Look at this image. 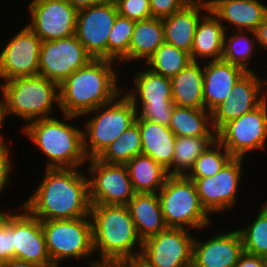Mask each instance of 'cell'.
<instances>
[{
  "mask_svg": "<svg viewBox=\"0 0 267 267\" xmlns=\"http://www.w3.org/2000/svg\"><path fill=\"white\" fill-rule=\"evenodd\" d=\"M35 191L21 204L40 220L76 219L90 214L85 168H45Z\"/></svg>",
  "mask_w": 267,
  "mask_h": 267,
  "instance_id": "obj_1",
  "label": "cell"
},
{
  "mask_svg": "<svg viewBox=\"0 0 267 267\" xmlns=\"http://www.w3.org/2000/svg\"><path fill=\"white\" fill-rule=\"evenodd\" d=\"M119 67L112 60L92 59L73 72L59 85L60 113L82 116L114 100L124 87L119 84Z\"/></svg>",
  "mask_w": 267,
  "mask_h": 267,
  "instance_id": "obj_2",
  "label": "cell"
},
{
  "mask_svg": "<svg viewBox=\"0 0 267 267\" xmlns=\"http://www.w3.org/2000/svg\"><path fill=\"white\" fill-rule=\"evenodd\" d=\"M89 216L99 266H123L139 260L143 242L127 206L91 204Z\"/></svg>",
  "mask_w": 267,
  "mask_h": 267,
  "instance_id": "obj_3",
  "label": "cell"
},
{
  "mask_svg": "<svg viewBox=\"0 0 267 267\" xmlns=\"http://www.w3.org/2000/svg\"><path fill=\"white\" fill-rule=\"evenodd\" d=\"M60 117L32 121L20 132L45 155V168H84L88 158L83 148L82 124L77 126L81 118L68 114ZM74 121L76 124H72Z\"/></svg>",
  "mask_w": 267,
  "mask_h": 267,
  "instance_id": "obj_4",
  "label": "cell"
},
{
  "mask_svg": "<svg viewBox=\"0 0 267 267\" xmlns=\"http://www.w3.org/2000/svg\"><path fill=\"white\" fill-rule=\"evenodd\" d=\"M0 96L6 118L25 122L21 129L32 121L54 117L55 110H60L59 85L40 75L0 83Z\"/></svg>",
  "mask_w": 267,
  "mask_h": 267,
  "instance_id": "obj_5",
  "label": "cell"
},
{
  "mask_svg": "<svg viewBox=\"0 0 267 267\" xmlns=\"http://www.w3.org/2000/svg\"><path fill=\"white\" fill-rule=\"evenodd\" d=\"M82 117L86 120L82 122L84 153L88 159H94L135 123L137 111L131 100L121 92L111 102Z\"/></svg>",
  "mask_w": 267,
  "mask_h": 267,
  "instance_id": "obj_6",
  "label": "cell"
},
{
  "mask_svg": "<svg viewBox=\"0 0 267 267\" xmlns=\"http://www.w3.org/2000/svg\"><path fill=\"white\" fill-rule=\"evenodd\" d=\"M41 226L45 235L47 253L53 265L61 266V263L71 259L76 262L82 260L90 267L99 266L93 250L90 216L41 220Z\"/></svg>",
  "mask_w": 267,
  "mask_h": 267,
  "instance_id": "obj_7",
  "label": "cell"
},
{
  "mask_svg": "<svg viewBox=\"0 0 267 267\" xmlns=\"http://www.w3.org/2000/svg\"><path fill=\"white\" fill-rule=\"evenodd\" d=\"M157 194L168 228L200 230L202 234L212 228L213 216L202 207L194 182L186 176H168Z\"/></svg>",
  "mask_w": 267,
  "mask_h": 267,
  "instance_id": "obj_8",
  "label": "cell"
},
{
  "mask_svg": "<svg viewBox=\"0 0 267 267\" xmlns=\"http://www.w3.org/2000/svg\"><path fill=\"white\" fill-rule=\"evenodd\" d=\"M244 161L248 160L232 157L214 176L192 180L200 203L210 216L227 213L238 205Z\"/></svg>",
  "mask_w": 267,
  "mask_h": 267,
  "instance_id": "obj_9",
  "label": "cell"
},
{
  "mask_svg": "<svg viewBox=\"0 0 267 267\" xmlns=\"http://www.w3.org/2000/svg\"><path fill=\"white\" fill-rule=\"evenodd\" d=\"M216 139L233 156L246 158L248 153L267 147V101L251 112L224 124Z\"/></svg>",
  "mask_w": 267,
  "mask_h": 267,
  "instance_id": "obj_10",
  "label": "cell"
},
{
  "mask_svg": "<svg viewBox=\"0 0 267 267\" xmlns=\"http://www.w3.org/2000/svg\"><path fill=\"white\" fill-rule=\"evenodd\" d=\"M194 234L198 235L183 228H167L143 241L138 261L144 267H192Z\"/></svg>",
  "mask_w": 267,
  "mask_h": 267,
  "instance_id": "obj_11",
  "label": "cell"
},
{
  "mask_svg": "<svg viewBox=\"0 0 267 267\" xmlns=\"http://www.w3.org/2000/svg\"><path fill=\"white\" fill-rule=\"evenodd\" d=\"M85 171L90 204L126 206L133 198L135 192L124 164L105 163L97 158L88 159Z\"/></svg>",
  "mask_w": 267,
  "mask_h": 267,
  "instance_id": "obj_12",
  "label": "cell"
},
{
  "mask_svg": "<svg viewBox=\"0 0 267 267\" xmlns=\"http://www.w3.org/2000/svg\"><path fill=\"white\" fill-rule=\"evenodd\" d=\"M11 34L0 49V83L39 75L42 40L26 24Z\"/></svg>",
  "mask_w": 267,
  "mask_h": 267,
  "instance_id": "obj_13",
  "label": "cell"
},
{
  "mask_svg": "<svg viewBox=\"0 0 267 267\" xmlns=\"http://www.w3.org/2000/svg\"><path fill=\"white\" fill-rule=\"evenodd\" d=\"M26 25L43 41L75 35L78 10L66 0H30Z\"/></svg>",
  "mask_w": 267,
  "mask_h": 267,
  "instance_id": "obj_14",
  "label": "cell"
},
{
  "mask_svg": "<svg viewBox=\"0 0 267 267\" xmlns=\"http://www.w3.org/2000/svg\"><path fill=\"white\" fill-rule=\"evenodd\" d=\"M92 59L76 35L43 41L40 47L39 75L60 85Z\"/></svg>",
  "mask_w": 267,
  "mask_h": 267,
  "instance_id": "obj_15",
  "label": "cell"
},
{
  "mask_svg": "<svg viewBox=\"0 0 267 267\" xmlns=\"http://www.w3.org/2000/svg\"><path fill=\"white\" fill-rule=\"evenodd\" d=\"M117 15L114 0L78 10L75 35L93 59H107L109 32Z\"/></svg>",
  "mask_w": 267,
  "mask_h": 267,
  "instance_id": "obj_16",
  "label": "cell"
},
{
  "mask_svg": "<svg viewBox=\"0 0 267 267\" xmlns=\"http://www.w3.org/2000/svg\"><path fill=\"white\" fill-rule=\"evenodd\" d=\"M13 259L39 267H50L41 220L30 214L21 204L13 210Z\"/></svg>",
  "mask_w": 267,
  "mask_h": 267,
  "instance_id": "obj_17",
  "label": "cell"
},
{
  "mask_svg": "<svg viewBox=\"0 0 267 267\" xmlns=\"http://www.w3.org/2000/svg\"><path fill=\"white\" fill-rule=\"evenodd\" d=\"M207 234L204 240L194 237L192 267H234L244 252L239 231L223 229V232Z\"/></svg>",
  "mask_w": 267,
  "mask_h": 267,
  "instance_id": "obj_18",
  "label": "cell"
},
{
  "mask_svg": "<svg viewBox=\"0 0 267 267\" xmlns=\"http://www.w3.org/2000/svg\"><path fill=\"white\" fill-rule=\"evenodd\" d=\"M259 72H246L233 86L232 94L211 112L212 127L217 132L227 122L257 108L264 100Z\"/></svg>",
  "mask_w": 267,
  "mask_h": 267,
  "instance_id": "obj_19",
  "label": "cell"
},
{
  "mask_svg": "<svg viewBox=\"0 0 267 267\" xmlns=\"http://www.w3.org/2000/svg\"><path fill=\"white\" fill-rule=\"evenodd\" d=\"M200 1L209 4L210 11L219 19L225 31L255 32L267 16V5L262 0Z\"/></svg>",
  "mask_w": 267,
  "mask_h": 267,
  "instance_id": "obj_20",
  "label": "cell"
},
{
  "mask_svg": "<svg viewBox=\"0 0 267 267\" xmlns=\"http://www.w3.org/2000/svg\"><path fill=\"white\" fill-rule=\"evenodd\" d=\"M246 73L244 69L222 59L204 62V109L212 112L231 94L233 86Z\"/></svg>",
  "mask_w": 267,
  "mask_h": 267,
  "instance_id": "obj_21",
  "label": "cell"
},
{
  "mask_svg": "<svg viewBox=\"0 0 267 267\" xmlns=\"http://www.w3.org/2000/svg\"><path fill=\"white\" fill-rule=\"evenodd\" d=\"M208 10L207 2L191 0L171 16L162 18L164 42L190 54L197 24Z\"/></svg>",
  "mask_w": 267,
  "mask_h": 267,
  "instance_id": "obj_22",
  "label": "cell"
},
{
  "mask_svg": "<svg viewBox=\"0 0 267 267\" xmlns=\"http://www.w3.org/2000/svg\"><path fill=\"white\" fill-rule=\"evenodd\" d=\"M142 68L133 69L135 74L130 75L133 76L130 80L132 83L130 82L131 85L128 84L127 88L124 87L126 91L124 88L122 91L132 104H174L171 78L156 74L147 67L144 68V65Z\"/></svg>",
  "mask_w": 267,
  "mask_h": 267,
  "instance_id": "obj_23",
  "label": "cell"
},
{
  "mask_svg": "<svg viewBox=\"0 0 267 267\" xmlns=\"http://www.w3.org/2000/svg\"><path fill=\"white\" fill-rule=\"evenodd\" d=\"M140 129L143 155L151 157L167 171L172 167L176 136L172 130L164 125L150 120L136 121Z\"/></svg>",
  "mask_w": 267,
  "mask_h": 267,
  "instance_id": "obj_24",
  "label": "cell"
},
{
  "mask_svg": "<svg viewBox=\"0 0 267 267\" xmlns=\"http://www.w3.org/2000/svg\"><path fill=\"white\" fill-rule=\"evenodd\" d=\"M225 29L210 9L199 20L190 53L192 61L220 60L223 55Z\"/></svg>",
  "mask_w": 267,
  "mask_h": 267,
  "instance_id": "obj_25",
  "label": "cell"
},
{
  "mask_svg": "<svg viewBox=\"0 0 267 267\" xmlns=\"http://www.w3.org/2000/svg\"><path fill=\"white\" fill-rule=\"evenodd\" d=\"M126 206L142 242L168 228L157 193H135Z\"/></svg>",
  "mask_w": 267,
  "mask_h": 267,
  "instance_id": "obj_26",
  "label": "cell"
},
{
  "mask_svg": "<svg viewBox=\"0 0 267 267\" xmlns=\"http://www.w3.org/2000/svg\"><path fill=\"white\" fill-rule=\"evenodd\" d=\"M203 70V61H192L180 73L171 78L172 100L176 106L204 108Z\"/></svg>",
  "mask_w": 267,
  "mask_h": 267,
  "instance_id": "obj_27",
  "label": "cell"
},
{
  "mask_svg": "<svg viewBox=\"0 0 267 267\" xmlns=\"http://www.w3.org/2000/svg\"><path fill=\"white\" fill-rule=\"evenodd\" d=\"M164 42L162 18L151 17L135 22L134 32L129 45V65L138 64L141 68L150 56ZM141 63V65H140Z\"/></svg>",
  "mask_w": 267,
  "mask_h": 267,
  "instance_id": "obj_28",
  "label": "cell"
},
{
  "mask_svg": "<svg viewBox=\"0 0 267 267\" xmlns=\"http://www.w3.org/2000/svg\"><path fill=\"white\" fill-rule=\"evenodd\" d=\"M125 166L135 193H158L168 177L165 168L143 154L135 156Z\"/></svg>",
  "mask_w": 267,
  "mask_h": 267,
  "instance_id": "obj_29",
  "label": "cell"
},
{
  "mask_svg": "<svg viewBox=\"0 0 267 267\" xmlns=\"http://www.w3.org/2000/svg\"><path fill=\"white\" fill-rule=\"evenodd\" d=\"M169 128L176 137L216 136V131L212 127L211 112L204 108L175 106Z\"/></svg>",
  "mask_w": 267,
  "mask_h": 267,
  "instance_id": "obj_30",
  "label": "cell"
},
{
  "mask_svg": "<svg viewBox=\"0 0 267 267\" xmlns=\"http://www.w3.org/2000/svg\"><path fill=\"white\" fill-rule=\"evenodd\" d=\"M234 32V33H233ZM260 52L254 31H225L222 60L239 66L246 72H254L250 68L251 60H255ZM250 62V63H249Z\"/></svg>",
  "mask_w": 267,
  "mask_h": 267,
  "instance_id": "obj_31",
  "label": "cell"
},
{
  "mask_svg": "<svg viewBox=\"0 0 267 267\" xmlns=\"http://www.w3.org/2000/svg\"><path fill=\"white\" fill-rule=\"evenodd\" d=\"M216 140V136L176 137L172 167L168 176H186L196 159Z\"/></svg>",
  "mask_w": 267,
  "mask_h": 267,
  "instance_id": "obj_32",
  "label": "cell"
},
{
  "mask_svg": "<svg viewBox=\"0 0 267 267\" xmlns=\"http://www.w3.org/2000/svg\"><path fill=\"white\" fill-rule=\"evenodd\" d=\"M190 62L192 59L189 53L163 42L143 65L156 74L172 78Z\"/></svg>",
  "mask_w": 267,
  "mask_h": 267,
  "instance_id": "obj_33",
  "label": "cell"
},
{
  "mask_svg": "<svg viewBox=\"0 0 267 267\" xmlns=\"http://www.w3.org/2000/svg\"><path fill=\"white\" fill-rule=\"evenodd\" d=\"M142 153L140 129L135 122L113 141L98 157L101 162L126 164Z\"/></svg>",
  "mask_w": 267,
  "mask_h": 267,
  "instance_id": "obj_34",
  "label": "cell"
},
{
  "mask_svg": "<svg viewBox=\"0 0 267 267\" xmlns=\"http://www.w3.org/2000/svg\"><path fill=\"white\" fill-rule=\"evenodd\" d=\"M265 201L251 222L236 227L242 238L244 252L261 257L267 256V199Z\"/></svg>",
  "mask_w": 267,
  "mask_h": 267,
  "instance_id": "obj_35",
  "label": "cell"
},
{
  "mask_svg": "<svg viewBox=\"0 0 267 267\" xmlns=\"http://www.w3.org/2000/svg\"><path fill=\"white\" fill-rule=\"evenodd\" d=\"M135 22L118 14L109 32L107 59L115 61L119 65L121 64L123 68H125L124 65L129 64V45L134 32Z\"/></svg>",
  "mask_w": 267,
  "mask_h": 267,
  "instance_id": "obj_36",
  "label": "cell"
},
{
  "mask_svg": "<svg viewBox=\"0 0 267 267\" xmlns=\"http://www.w3.org/2000/svg\"><path fill=\"white\" fill-rule=\"evenodd\" d=\"M233 156L216 139L195 161L186 177L190 180L214 176Z\"/></svg>",
  "mask_w": 267,
  "mask_h": 267,
  "instance_id": "obj_37",
  "label": "cell"
},
{
  "mask_svg": "<svg viewBox=\"0 0 267 267\" xmlns=\"http://www.w3.org/2000/svg\"><path fill=\"white\" fill-rule=\"evenodd\" d=\"M10 210L0 213V265L13 259V208Z\"/></svg>",
  "mask_w": 267,
  "mask_h": 267,
  "instance_id": "obj_38",
  "label": "cell"
},
{
  "mask_svg": "<svg viewBox=\"0 0 267 267\" xmlns=\"http://www.w3.org/2000/svg\"><path fill=\"white\" fill-rule=\"evenodd\" d=\"M141 119L169 127L175 104H133Z\"/></svg>",
  "mask_w": 267,
  "mask_h": 267,
  "instance_id": "obj_39",
  "label": "cell"
},
{
  "mask_svg": "<svg viewBox=\"0 0 267 267\" xmlns=\"http://www.w3.org/2000/svg\"><path fill=\"white\" fill-rule=\"evenodd\" d=\"M118 14L134 21L151 18L149 0H114Z\"/></svg>",
  "mask_w": 267,
  "mask_h": 267,
  "instance_id": "obj_40",
  "label": "cell"
},
{
  "mask_svg": "<svg viewBox=\"0 0 267 267\" xmlns=\"http://www.w3.org/2000/svg\"><path fill=\"white\" fill-rule=\"evenodd\" d=\"M10 147V148H9ZM12 147L7 145V146H0V198L1 195L4 193L5 188L8 187V184L10 183V177L11 173H13V168L16 166L12 162L13 158L11 155L12 151L10 150ZM14 165V166H13ZM1 200V199H0ZM0 204H2L0 202ZM4 210V211H3ZM8 211V208L1 209L0 208V213Z\"/></svg>",
  "mask_w": 267,
  "mask_h": 267,
  "instance_id": "obj_41",
  "label": "cell"
},
{
  "mask_svg": "<svg viewBox=\"0 0 267 267\" xmlns=\"http://www.w3.org/2000/svg\"><path fill=\"white\" fill-rule=\"evenodd\" d=\"M151 16L165 18L180 10L191 0H149Z\"/></svg>",
  "mask_w": 267,
  "mask_h": 267,
  "instance_id": "obj_42",
  "label": "cell"
},
{
  "mask_svg": "<svg viewBox=\"0 0 267 267\" xmlns=\"http://www.w3.org/2000/svg\"><path fill=\"white\" fill-rule=\"evenodd\" d=\"M234 267H264L263 257L243 252Z\"/></svg>",
  "mask_w": 267,
  "mask_h": 267,
  "instance_id": "obj_43",
  "label": "cell"
},
{
  "mask_svg": "<svg viewBox=\"0 0 267 267\" xmlns=\"http://www.w3.org/2000/svg\"><path fill=\"white\" fill-rule=\"evenodd\" d=\"M256 32L257 44L260 52L264 50L267 52V16L263 22L258 26Z\"/></svg>",
  "mask_w": 267,
  "mask_h": 267,
  "instance_id": "obj_44",
  "label": "cell"
},
{
  "mask_svg": "<svg viewBox=\"0 0 267 267\" xmlns=\"http://www.w3.org/2000/svg\"><path fill=\"white\" fill-rule=\"evenodd\" d=\"M71 4L72 7H74L77 10L93 6L95 4H99L102 2H105L107 0H66Z\"/></svg>",
  "mask_w": 267,
  "mask_h": 267,
  "instance_id": "obj_45",
  "label": "cell"
},
{
  "mask_svg": "<svg viewBox=\"0 0 267 267\" xmlns=\"http://www.w3.org/2000/svg\"><path fill=\"white\" fill-rule=\"evenodd\" d=\"M5 121H7V118H6V115L4 114L3 106L0 100V146H7L10 144V143H6L8 141L5 140L6 138L4 137V133L2 132L3 131L2 129L4 128L3 125H5L4 124Z\"/></svg>",
  "mask_w": 267,
  "mask_h": 267,
  "instance_id": "obj_46",
  "label": "cell"
},
{
  "mask_svg": "<svg viewBox=\"0 0 267 267\" xmlns=\"http://www.w3.org/2000/svg\"><path fill=\"white\" fill-rule=\"evenodd\" d=\"M1 267H39L38 265L21 261L18 259H11L6 263L1 264Z\"/></svg>",
  "mask_w": 267,
  "mask_h": 267,
  "instance_id": "obj_47",
  "label": "cell"
},
{
  "mask_svg": "<svg viewBox=\"0 0 267 267\" xmlns=\"http://www.w3.org/2000/svg\"><path fill=\"white\" fill-rule=\"evenodd\" d=\"M264 78H266V80ZM259 79H260L261 94H262L263 100L267 101V76L261 77L259 75Z\"/></svg>",
  "mask_w": 267,
  "mask_h": 267,
  "instance_id": "obj_48",
  "label": "cell"
},
{
  "mask_svg": "<svg viewBox=\"0 0 267 267\" xmlns=\"http://www.w3.org/2000/svg\"><path fill=\"white\" fill-rule=\"evenodd\" d=\"M124 267H144L138 260L123 265Z\"/></svg>",
  "mask_w": 267,
  "mask_h": 267,
  "instance_id": "obj_49",
  "label": "cell"
},
{
  "mask_svg": "<svg viewBox=\"0 0 267 267\" xmlns=\"http://www.w3.org/2000/svg\"><path fill=\"white\" fill-rule=\"evenodd\" d=\"M98 267H124V266H116V265H100Z\"/></svg>",
  "mask_w": 267,
  "mask_h": 267,
  "instance_id": "obj_50",
  "label": "cell"
},
{
  "mask_svg": "<svg viewBox=\"0 0 267 267\" xmlns=\"http://www.w3.org/2000/svg\"><path fill=\"white\" fill-rule=\"evenodd\" d=\"M263 261H264V267H267V256L263 257Z\"/></svg>",
  "mask_w": 267,
  "mask_h": 267,
  "instance_id": "obj_51",
  "label": "cell"
},
{
  "mask_svg": "<svg viewBox=\"0 0 267 267\" xmlns=\"http://www.w3.org/2000/svg\"><path fill=\"white\" fill-rule=\"evenodd\" d=\"M50 267H61L60 265H52Z\"/></svg>",
  "mask_w": 267,
  "mask_h": 267,
  "instance_id": "obj_52",
  "label": "cell"
}]
</instances>
